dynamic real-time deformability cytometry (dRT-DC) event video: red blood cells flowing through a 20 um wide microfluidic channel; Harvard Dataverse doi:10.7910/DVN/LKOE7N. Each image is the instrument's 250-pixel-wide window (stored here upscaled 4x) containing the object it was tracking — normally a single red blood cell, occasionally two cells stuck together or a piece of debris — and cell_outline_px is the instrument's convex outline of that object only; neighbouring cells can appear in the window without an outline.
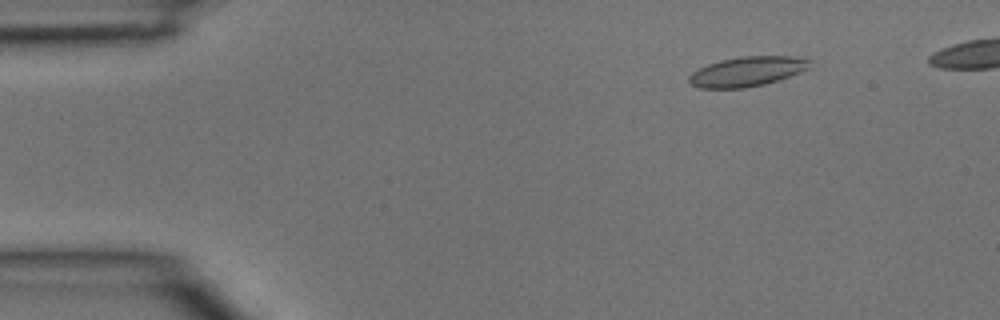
{"species": "common noctule bat (a hibernating species)", "species_latin": "Nyctalus noctula", "temperature_condition": "room temperature", "stored_images_in_passage": 4, "camera_frame_rate_fps": 3000, "um_per_image_px": 0.085, "animal": {"sex": "male", "body_mass_g": 15.6}, "frame": {"image": 1, "passage_image": 2, "time_ms": 0.333, "image_size_px": [1000, 320], "cell_outline_px": [[812, 68], [780, 80], [764, 84], [744, 88], [700, 88], [692, 84], [688, 80], [688, 76], [692, 72], [708, 64], [720, 60], [744, 56], [792, 56], [812, 60]], "centroid_in_image_um": [63.57, 6.07], "position_along_channel_um": 21.4, "area_um2": 21.1}}